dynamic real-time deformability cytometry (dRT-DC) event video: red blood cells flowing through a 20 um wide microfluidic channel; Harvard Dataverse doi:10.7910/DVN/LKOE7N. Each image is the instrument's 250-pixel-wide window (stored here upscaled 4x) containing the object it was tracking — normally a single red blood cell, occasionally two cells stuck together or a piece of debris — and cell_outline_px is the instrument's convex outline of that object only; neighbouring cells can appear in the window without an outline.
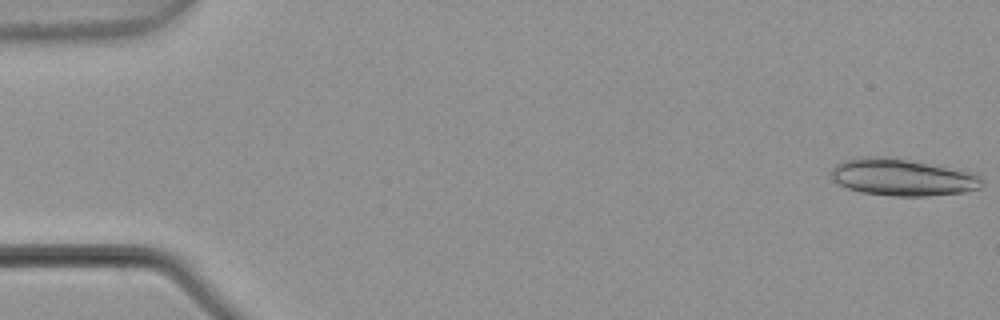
{"species": "common noctule bat (a hibernating species)", "species_latin": "Nyctalus noctula", "temperature_condition": "warm", "stored_images_in_passage": 5, "camera_frame_rate_fps": 3000, "um_per_image_px": 0.085, "animal": {"sex": "male", "body_mass_g": 21.5, "forearm_length_mm": 52.0}, "frame": {"image": 1, "passage_image": 1, "time_ms": 0.0, "image_size_px": [1000, 320], "cell_outline_px": [[980, 188], [964, 192], [924, 196], [892, 196], [860, 192], [848, 188], [832, 180], [828, 172], [836, 164], [844, 160], [860, 156], [884, 156], [964, 168], [976, 172], [980, 176]], "centroid_in_image_um": [76.71, 15.04], "position_along_channel_um": 8.3, "area_um2": 33.23}}
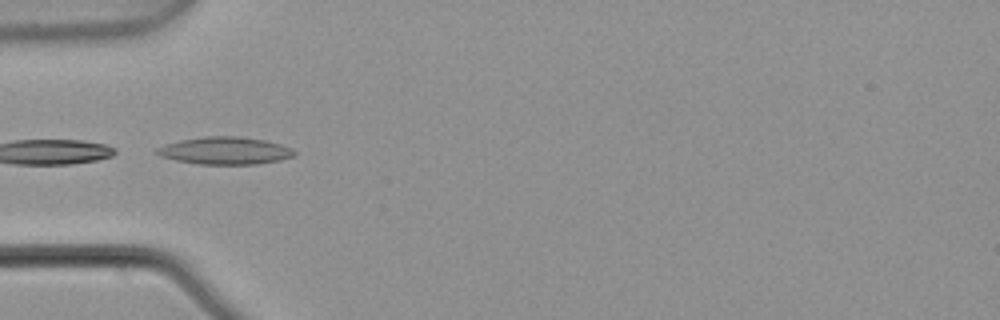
{"frame": {"image": 2, "passage_image": 5, "time_ms": 1.333, "image_size_px": [1000, 320], "cell_outline_px": [[296, 152], [292, 156], [280, 160], [256, 164], [196, 164], [176, 160], [160, 156], [152, 152], [156, 148], [164, 144], [180, 140], [204, 136], [240, 136], [264, 140], [280, 144], [292, 148]], "centroid_in_image_um": [19.07, 12.8], "position_along_channel_um": 65.9, "area_um2": 22.08}}